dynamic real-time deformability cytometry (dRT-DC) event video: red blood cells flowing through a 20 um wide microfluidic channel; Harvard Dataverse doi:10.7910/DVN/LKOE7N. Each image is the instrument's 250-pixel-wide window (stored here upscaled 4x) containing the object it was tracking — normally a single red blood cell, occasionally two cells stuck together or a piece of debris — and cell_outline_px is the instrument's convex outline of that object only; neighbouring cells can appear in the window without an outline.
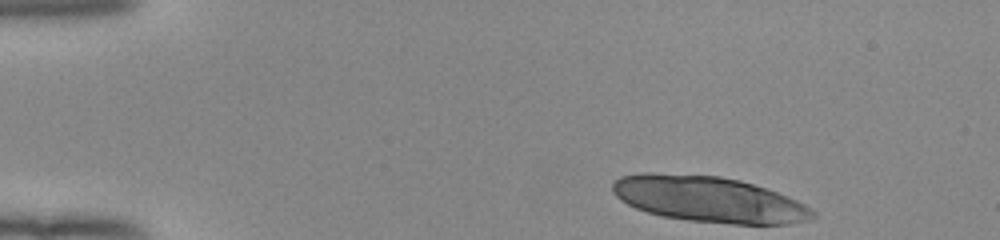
{"species": "human", "species_latin": "Homo sapiens", "temperature_condition": "room temperature", "stored_images_in_passage": 24, "camera_frame_rate_fps": 3000, "um_per_image_px": 0.085, "donor": {"sex": "female"}, "frame": {"image": 1, "passage_image": 1, "time_ms": 0.0, "image_size_px": [1000, 240], "cell_outline_px": [[816, 216], [808, 220], [788, 224], [732, 224], [688, 220], [660, 216], [636, 208], [620, 200], [612, 192], [612, 184], [620, 176], [644, 172], [652, 172], [720, 176], [740, 180], [768, 188], [788, 196], [804, 204], [816, 212]], "centroid_in_image_um": [60.25, 16.93], "position_along_channel_um": 24.8, "area_um2": 53.81}}
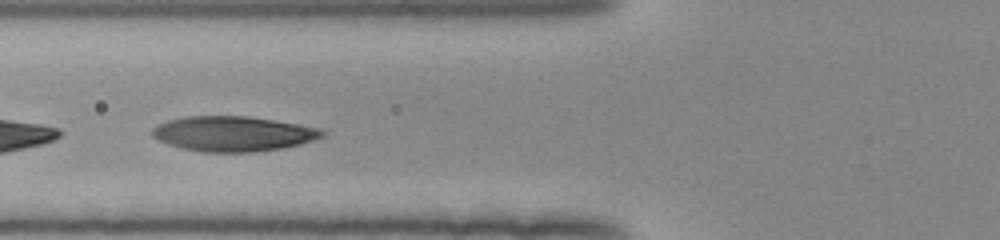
{"frame": {"image": 2, "passage_image": 15, "time_ms": 4.667, "image_size_px": [1000, 240], "cell_outline_px": [[324, 136], [300, 144], [280, 148], [252, 152], [200, 152], [168, 144], [152, 136], [152, 128], [168, 120], [184, 116], [248, 116], [296, 124], [316, 128], [324, 132]], "centroid_in_image_um": [19.77, 11.37], "position_along_channel_um": 106.0, "area_um2": 34.28}}
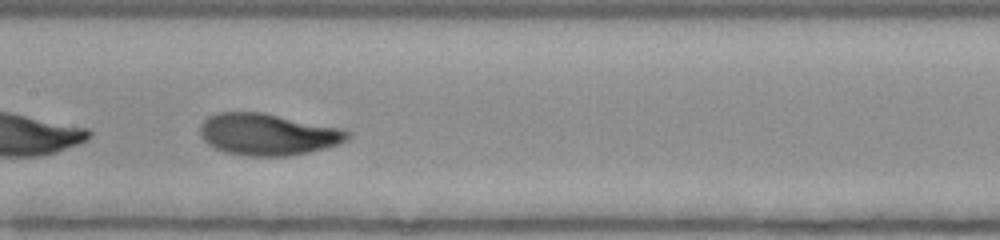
{"frame": {"image": 3, "passage_image": 21, "time_ms": 6.667, "image_size_px": [1000, 240], "cell_outline_px": [[352, 136], [348, 140], [340, 144], [308, 152], [288, 156], [248, 156], [224, 152], [208, 144], [200, 136], [200, 124], [208, 116], [216, 112], [264, 112], [340, 128], [352, 132]], "centroid_in_image_um": [22.77, 11.41], "position_along_channel_um": 184.6, "area_um2": 36.13}}